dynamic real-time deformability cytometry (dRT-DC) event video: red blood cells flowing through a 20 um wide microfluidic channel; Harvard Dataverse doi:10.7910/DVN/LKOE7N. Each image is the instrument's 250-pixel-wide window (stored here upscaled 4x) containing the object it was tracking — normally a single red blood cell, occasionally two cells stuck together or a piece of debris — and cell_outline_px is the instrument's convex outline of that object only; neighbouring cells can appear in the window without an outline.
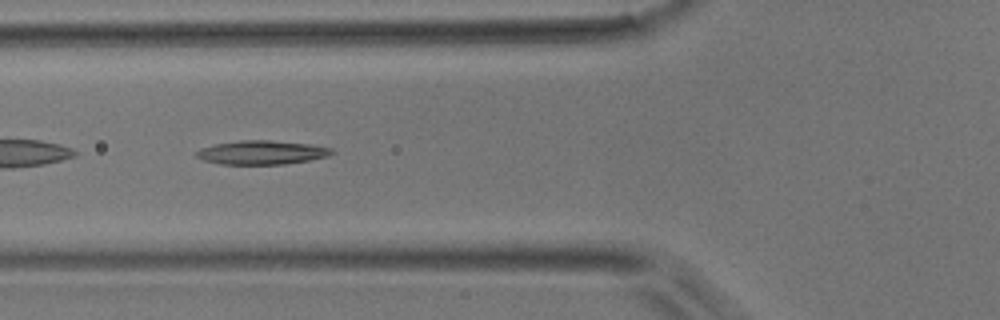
{"species": "common noctule bat (a hibernating species)", "species_latin": "Nyctalus noctula", "temperature_condition": "room temperature", "stored_images_in_passage": 7, "camera_frame_rate_fps": 3000, "um_per_image_px": 0.085, "animal": {"sex": "male", "body_mass_g": 17.9}, "frame": {"image": 1, "passage_image": 5, "time_ms": 1.333, "image_size_px": [1000, 320], "cell_outline_px": [[336, 152], [328, 156], [308, 160], [284, 164], [220, 164], [204, 160], [196, 156], [196, 152], [200, 148], [216, 144], [240, 140], [268, 140], [308, 144], [332, 148]], "centroid_in_image_um": [22.25, 12.96], "position_along_channel_um": 103.5, "area_um2": 18.67}}